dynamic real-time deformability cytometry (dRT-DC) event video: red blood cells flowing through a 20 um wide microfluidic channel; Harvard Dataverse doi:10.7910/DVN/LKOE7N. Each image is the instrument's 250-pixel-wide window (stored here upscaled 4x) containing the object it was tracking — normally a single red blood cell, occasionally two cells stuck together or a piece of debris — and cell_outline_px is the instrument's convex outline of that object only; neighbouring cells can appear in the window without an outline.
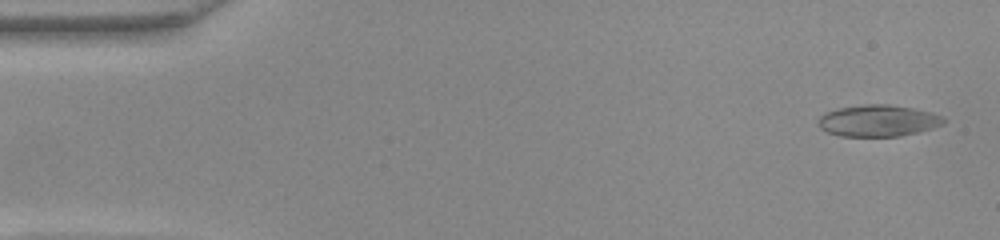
{"species": "common noctule bat (a hibernating species)", "species_latin": "Nyctalus noctula", "temperature_condition": "warm", "stored_images_in_passage": 52, "camera_frame_rate_fps": 3000, "um_per_image_px": 0.085, "animal": {"sex": "female", "body_mass_g": 22.0, "forearm_length_mm": 56.7}, "frame": {"image": 1, "passage_image": 2, "time_ms": 0.333, "image_size_px": [1000, 240], "cell_outline_px": [[944, 124], [932, 128], [900, 136], [840, 136], [828, 132], [820, 128], [816, 120], [824, 112], [836, 108], [864, 104], [888, 104], [912, 108], [932, 112], [944, 116]], "centroid_in_image_um": [74.6, 10.25], "position_along_channel_um": 10.4, "area_um2": 23.24}}
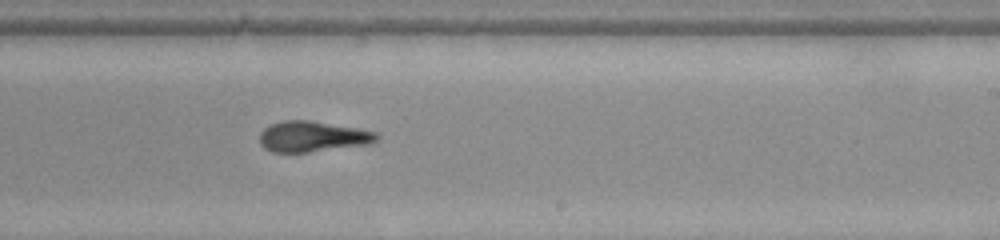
{"frame": {"image": 2, "passage_image": 31, "time_ms": 10.0, "image_size_px": [1000, 240], "cell_outline_px": [[380, 140], [372, 144], [308, 152], [272, 152], [264, 148], [260, 144], [260, 132], [268, 124], [284, 120], [308, 120], [356, 128], [376, 132], [380, 136]], "centroid_in_image_um": [26.58, 11.61], "position_along_channel_um": 262.4, "area_um2": 21.1}}
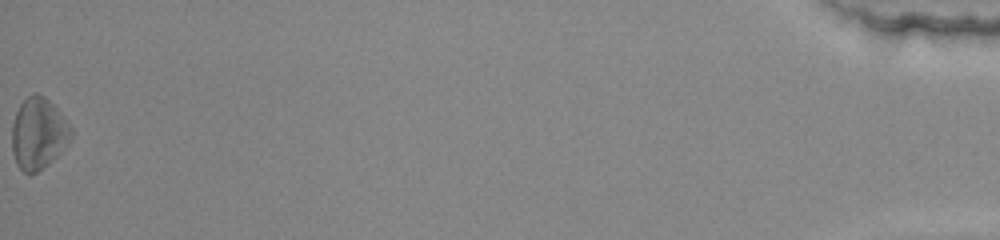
{"frame": {"image": 3, "passage_image": 52, "time_ms": 17.0, "image_size_px": [1000, 240], "cell_outline_px": [[72, 136], [56, 156], [52, 160], [36, 172], [24, 172], [16, 164], [12, 152], [12, 124], [16, 112], [20, 104], [28, 96], [36, 92], [44, 96], [56, 108], [72, 128]], "centroid_in_image_um": [3.23, 11.33], "position_along_channel_um": 432.0, "area_um2": 24.16}, "authors_computed_cell_mechanics": {"area_um2": 21.7906, "velocity_mm_per_s": 3.9146, "shape_relaxation_time_tau1_ms": 4.2619, "shape_relaxation_time_tau2_ms": 1.9193, "deformation_change_tau1": 0.1634, "deformation_change_tau2": 0.1131}}